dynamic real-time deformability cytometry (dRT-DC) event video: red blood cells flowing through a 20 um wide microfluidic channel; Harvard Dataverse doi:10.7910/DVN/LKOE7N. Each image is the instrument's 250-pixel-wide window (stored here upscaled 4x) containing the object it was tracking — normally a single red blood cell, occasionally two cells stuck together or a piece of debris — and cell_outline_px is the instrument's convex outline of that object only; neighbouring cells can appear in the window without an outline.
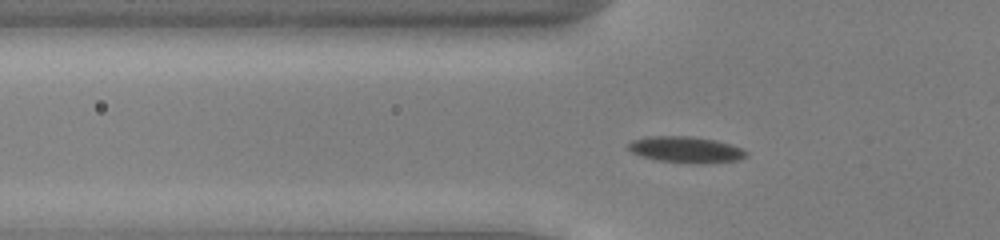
{"species": "common noctule bat (a hibernating species)", "species_latin": "Nyctalus noctula", "temperature_condition": "cold", "stored_images_in_passage": 47, "camera_frame_rate_fps": 3000, "um_per_image_px": 0.085, "animal": {"sex": "male", "body_mass_g": 13.0, "forearm_length_mm": 53.1}, "frame": {"image": 1, "passage_image": 12, "time_ms": 3.667, "image_size_px": [1000, 240], "cell_outline_px": [[748, 156], [740, 160], [704, 164], [688, 164], [656, 160], [632, 152], [628, 148], [628, 144], [632, 140], [648, 136], [692, 136], [716, 140], [732, 144], [744, 148], [748, 152]], "centroid_in_image_um": [58.38, 12.73], "position_along_channel_um": 67.4, "area_um2": 18.44}}
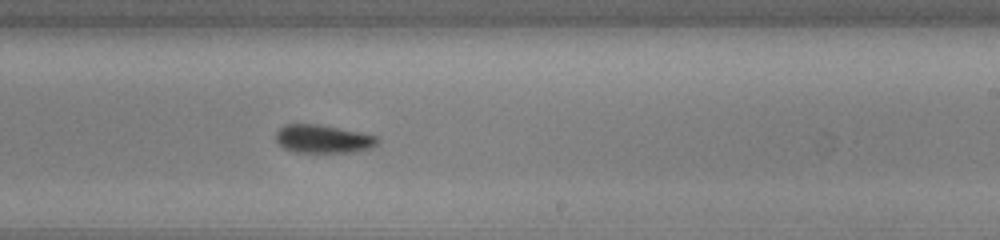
{"frame": {"image": 2, "passage_image": 27, "time_ms": 8.667, "image_size_px": [1000, 240], "cell_outline_px": [[380, 140], [372, 148], [356, 152], [296, 152], [284, 148], [276, 140], [276, 132], [284, 124], [320, 124], [380, 136]], "centroid_in_image_um": [27.51, 11.8], "position_along_channel_um": 261.5, "area_um2": 16.88}}
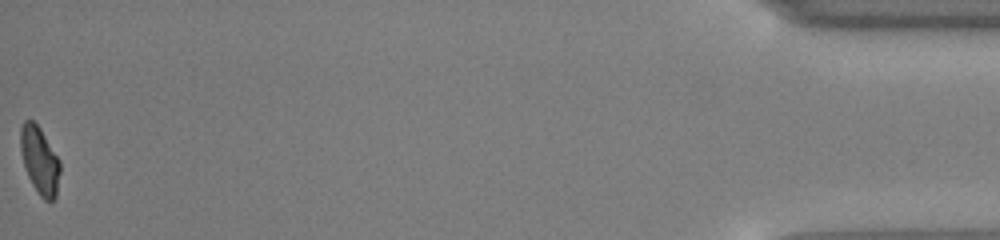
{"frame": {"image": 3, "passage_image": 47, "time_ms": 15.333, "image_size_px": [1000, 240], "cell_outline_px": [[60, 172], [56, 196], [52, 200], [44, 200], [40, 196], [32, 184], [28, 176], [20, 152], [20, 128], [24, 120], [32, 120], [40, 128], [60, 160]], "centroid_in_image_um": [3.37, 13.62], "position_along_channel_um": 431.8, "area_um2": 15.49}, "authors_computed_cell_mechanics": {"area_um2": 16.762, "velocity_mm_per_s": 3.927, "shape_relaxation_time_tau1_ms": 2.6715, "shape_relaxation_time_tau2_ms": 6.064, "deformation_change_tau1": 0.0885, "deformation_change_tau2": 0.1168}}